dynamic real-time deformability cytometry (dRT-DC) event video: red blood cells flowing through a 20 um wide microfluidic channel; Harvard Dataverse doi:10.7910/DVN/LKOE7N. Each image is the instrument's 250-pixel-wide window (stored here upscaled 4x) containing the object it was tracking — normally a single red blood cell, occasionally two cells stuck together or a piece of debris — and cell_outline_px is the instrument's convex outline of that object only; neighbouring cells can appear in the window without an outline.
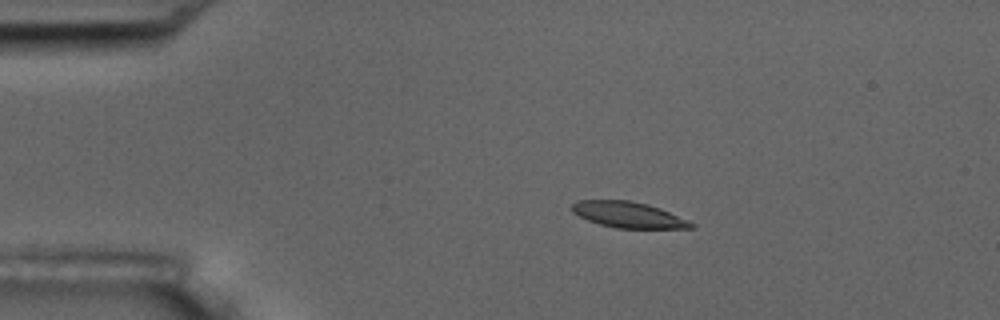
{"species": "common noctule bat (a hibernating species)", "species_latin": "Nyctalus noctula", "temperature_condition": "room temperature", "stored_images_in_passage": 5, "camera_frame_rate_fps": 3000, "um_per_image_px": 0.085, "animal": {"sex": "male", "body_mass_g": 17.5, "forearm_length_mm": 52.3}, "frame": {"image": 1, "passage_image": 2, "time_ms": 1.333, "image_size_px": [1000, 320], "cell_outline_px": [[696, 228], [616, 228], [600, 224], [588, 220], [572, 212], [568, 208], [576, 200], [628, 200], [648, 204], [660, 208], [688, 220], [696, 224]], "centroid_in_image_um": [53.39, 18.25], "position_along_channel_um": 31.6, "area_um2": 18.09}}